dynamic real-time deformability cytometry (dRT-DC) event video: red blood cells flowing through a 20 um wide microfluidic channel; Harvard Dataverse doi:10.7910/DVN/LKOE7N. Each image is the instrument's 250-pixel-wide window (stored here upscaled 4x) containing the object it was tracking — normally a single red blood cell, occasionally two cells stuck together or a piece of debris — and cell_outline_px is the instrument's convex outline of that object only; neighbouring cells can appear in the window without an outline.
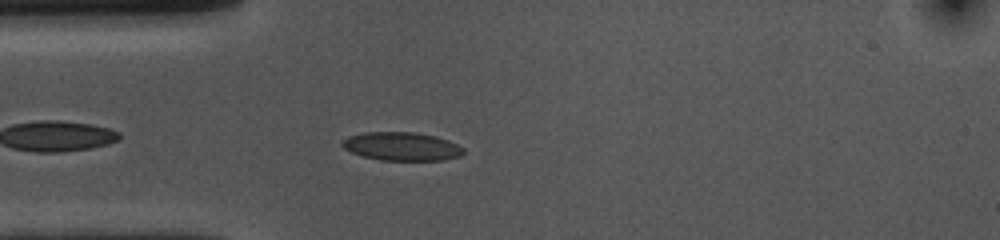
{"species": "common noctule bat (a hibernating species)", "species_latin": "Nyctalus noctula", "temperature_condition": "cold", "stored_images_in_passage": 28, "camera_frame_rate_fps": 3000, "um_per_image_px": 0.085, "animal": {"sex": "female", "body_mass_g": 10.0, "forearm_length_mm": 53.1}, "frame": {"image": 1, "passage_image": 4, "time_ms": 1.0, "image_size_px": [1000, 240], "cell_outline_px": [[464, 152], [460, 156], [444, 160], [380, 160], [364, 156], [352, 152], [344, 148], [340, 144], [340, 140], [348, 136], [364, 132], [416, 132], [436, 136], [448, 140], [464, 148]], "centroid_in_image_um": [34.13, 12.43], "position_along_channel_um": 50.9, "area_um2": 20.17}}
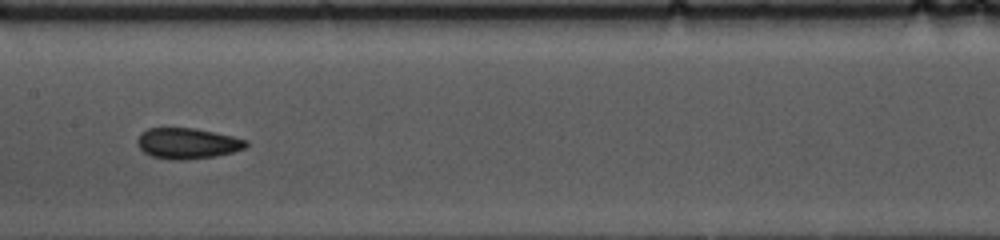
{"frame": {"image": 2, "passage_image": 16, "time_ms": 5.0, "image_size_px": [1000, 240], "cell_outline_px": [[248, 144], [244, 148], [232, 152], [216, 156], [180, 160], [172, 160], [152, 156], [144, 152], [136, 144], [136, 140], [140, 132], [148, 128], [192, 128], [216, 132], [248, 140]], "centroid_in_image_um": [15.9, 12.18], "position_along_channel_um": 191.5, "area_um2": 19.54}}
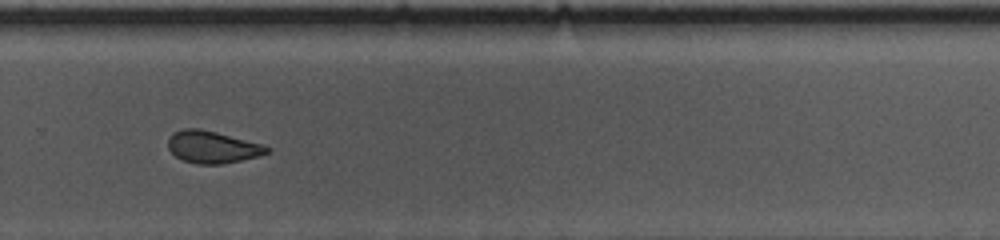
{"frame": {"image": 3, "passage_image": 26, "time_ms": 8.333, "image_size_px": [1000, 240], "cell_outline_px": [[272, 148], [268, 152], [256, 156], [240, 160], [220, 164], [196, 164], [184, 160], [176, 156], [168, 148], [168, 140], [172, 132], [184, 128], [200, 128], [264, 144]], "centroid_in_image_um": [18.04, 12.48], "position_along_channel_um": 311.8, "area_um2": 18.44}}